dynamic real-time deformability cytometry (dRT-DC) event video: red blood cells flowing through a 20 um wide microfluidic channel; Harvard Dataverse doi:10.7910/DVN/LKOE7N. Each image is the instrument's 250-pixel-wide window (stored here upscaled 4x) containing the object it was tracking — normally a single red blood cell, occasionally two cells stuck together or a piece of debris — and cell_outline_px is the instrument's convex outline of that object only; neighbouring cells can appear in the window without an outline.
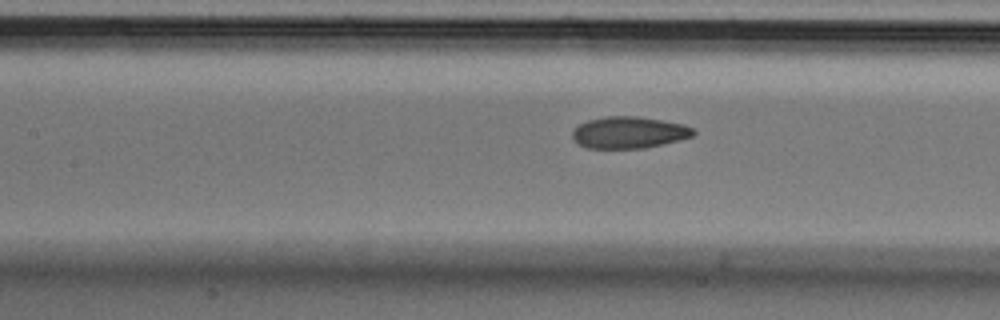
{"species": "Egyptian fruit bat (a non-hibernating species)", "species_latin": "Rousettus aegyptiacus", "temperature_condition": "cold", "stored_images_in_passage": 6, "segment_of_instrument_passage": [2, 2], "camera_frame_rate_fps": 3000, "um_per_image_px": 0.085, "animal": {"sex": "male"}, "frame": {"image": 1, "passage_image": 6, "time_ms": 1.667, "image_size_px": [1000, 320], "cell_outline_px": [[696, 132], [692, 136], [644, 148], [588, 148], [580, 144], [572, 136], [572, 128], [588, 120], [604, 116], [636, 116], [684, 124], [692, 128]], "centroid_in_image_um": [53.42, 11.25], "position_along_channel_um": 154.0, "area_um2": 22.08}}